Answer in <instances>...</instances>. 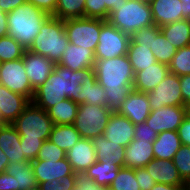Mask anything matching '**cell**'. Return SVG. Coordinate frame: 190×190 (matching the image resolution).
<instances>
[{
	"instance_id": "6da1fadb",
	"label": "cell",
	"mask_w": 190,
	"mask_h": 190,
	"mask_svg": "<svg viewBox=\"0 0 190 190\" xmlns=\"http://www.w3.org/2000/svg\"><path fill=\"white\" fill-rule=\"evenodd\" d=\"M93 70L97 82L105 88L107 107L118 113L121 103L133 90L135 73L128 56L95 60Z\"/></svg>"
},
{
	"instance_id": "7a4b0ae2",
	"label": "cell",
	"mask_w": 190,
	"mask_h": 190,
	"mask_svg": "<svg viewBox=\"0 0 190 190\" xmlns=\"http://www.w3.org/2000/svg\"><path fill=\"white\" fill-rule=\"evenodd\" d=\"M91 70L72 71L56 64L46 82L35 89L32 102L45 111L66 98L77 103V96L83 91V79Z\"/></svg>"
},
{
	"instance_id": "3957f363",
	"label": "cell",
	"mask_w": 190,
	"mask_h": 190,
	"mask_svg": "<svg viewBox=\"0 0 190 190\" xmlns=\"http://www.w3.org/2000/svg\"><path fill=\"white\" fill-rule=\"evenodd\" d=\"M49 17L48 13L30 2H25L7 13L8 35L28 50L40 33L41 26Z\"/></svg>"
},
{
	"instance_id": "277c9868",
	"label": "cell",
	"mask_w": 190,
	"mask_h": 190,
	"mask_svg": "<svg viewBox=\"0 0 190 190\" xmlns=\"http://www.w3.org/2000/svg\"><path fill=\"white\" fill-rule=\"evenodd\" d=\"M68 45L64 20L50 16L41 26L40 33L28 50L58 64Z\"/></svg>"
},
{
	"instance_id": "5b68a950",
	"label": "cell",
	"mask_w": 190,
	"mask_h": 190,
	"mask_svg": "<svg viewBox=\"0 0 190 190\" xmlns=\"http://www.w3.org/2000/svg\"><path fill=\"white\" fill-rule=\"evenodd\" d=\"M108 21L130 36L141 28L154 25L150 3L142 0L122 2Z\"/></svg>"
},
{
	"instance_id": "8992f818",
	"label": "cell",
	"mask_w": 190,
	"mask_h": 190,
	"mask_svg": "<svg viewBox=\"0 0 190 190\" xmlns=\"http://www.w3.org/2000/svg\"><path fill=\"white\" fill-rule=\"evenodd\" d=\"M12 125L20 138L49 140L54 124L45 110L30 101Z\"/></svg>"
},
{
	"instance_id": "52a82bcc",
	"label": "cell",
	"mask_w": 190,
	"mask_h": 190,
	"mask_svg": "<svg viewBox=\"0 0 190 190\" xmlns=\"http://www.w3.org/2000/svg\"><path fill=\"white\" fill-rule=\"evenodd\" d=\"M112 115L110 109L103 105L80 104L74 126L81 138L93 139L103 135L104 129Z\"/></svg>"
},
{
	"instance_id": "ba28073f",
	"label": "cell",
	"mask_w": 190,
	"mask_h": 190,
	"mask_svg": "<svg viewBox=\"0 0 190 190\" xmlns=\"http://www.w3.org/2000/svg\"><path fill=\"white\" fill-rule=\"evenodd\" d=\"M69 43L96 51L101 32V19L72 18L64 20Z\"/></svg>"
},
{
	"instance_id": "9c48e42d",
	"label": "cell",
	"mask_w": 190,
	"mask_h": 190,
	"mask_svg": "<svg viewBox=\"0 0 190 190\" xmlns=\"http://www.w3.org/2000/svg\"><path fill=\"white\" fill-rule=\"evenodd\" d=\"M130 35L122 32L108 20L101 19V32L95 51V60L127 55Z\"/></svg>"
},
{
	"instance_id": "30bf717a",
	"label": "cell",
	"mask_w": 190,
	"mask_h": 190,
	"mask_svg": "<svg viewBox=\"0 0 190 190\" xmlns=\"http://www.w3.org/2000/svg\"><path fill=\"white\" fill-rule=\"evenodd\" d=\"M0 84L12 92L27 97L30 101L33 99L35 90L31 87L26 75L23 58L1 62Z\"/></svg>"
},
{
	"instance_id": "8fae6325",
	"label": "cell",
	"mask_w": 190,
	"mask_h": 190,
	"mask_svg": "<svg viewBox=\"0 0 190 190\" xmlns=\"http://www.w3.org/2000/svg\"><path fill=\"white\" fill-rule=\"evenodd\" d=\"M147 94L151 110L163 106H185L181 94L179 76L169 72L167 76Z\"/></svg>"
},
{
	"instance_id": "7c38bea8",
	"label": "cell",
	"mask_w": 190,
	"mask_h": 190,
	"mask_svg": "<svg viewBox=\"0 0 190 190\" xmlns=\"http://www.w3.org/2000/svg\"><path fill=\"white\" fill-rule=\"evenodd\" d=\"M185 117V106H163L160 109L151 110L146 123L159 134L164 131H177Z\"/></svg>"
},
{
	"instance_id": "4fadbf2b",
	"label": "cell",
	"mask_w": 190,
	"mask_h": 190,
	"mask_svg": "<svg viewBox=\"0 0 190 190\" xmlns=\"http://www.w3.org/2000/svg\"><path fill=\"white\" fill-rule=\"evenodd\" d=\"M23 63L28 80L34 90L46 82L56 65L47 57L32 53L29 50L24 51Z\"/></svg>"
},
{
	"instance_id": "5bb4252c",
	"label": "cell",
	"mask_w": 190,
	"mask_h": 190,
	"mask_svg": "<svg viewBox=\"0 0 190 190\" xmlns=\"http://www.w3.org/2000/svg\"><path fill=\"white\" fill-rule=\"evenodd\" d=\"M31 165L39 185L46 181L50 182L53 179L60 180L68 175H78L73 172L67 158L62 160H33Z\"/></svg>"
},
{
	"instance_id": "9a60e30c",
	"label": "cell",
	"mask_w": 190,
	"mask_h": 190,
	"mask_svg": "<svg viewBox=\"0 0 190 190\" xmlns=\"http://www.w3.org/2000/svg\"><path fill=\"white\" fill-rule=\"evenodd\" d=\"M30 100L0 84V125L12 124Z\"/></svg>"
},
{
	"instance_id": "2e32d148",
	"label": "cell",
	"mask_w": 190,
	"mask_h": 190,
	"mask_svg": "<svg viewBox=\"0 0 190 190\" xmlns=\"http://www.w3.org/2000/svg\"><path fill=\"white\" fill-rule=\"evenodd\" d=\"M151 108L147 94L132 90L121 103L118 114L127 117L134 125L143 123L149 117Z\"/></svg>"
},
{
	"instance_id": "e0dca14e",
	"label": "cell",
	"mask_w": 190,
	"mask_h": 190,
	"mask_svg": "<svg viewBox=\"0 0 190 190\" xmlns=\"http://www.w3.org/2000/svg\"><path fill=\"white\" fill-rule=\"evenodd\" d=\"M66 158L71 164L73 172L78 175H83L84 172L97 161L92 140L80 138V140L66 152Z\"/></svg>"
},
{
	"instance_id": "ac0fdd59",
	"label": "cell",
	"mask_w": 190,
	"mask_h": 190,
	"mask_svg": "<svg viewBox=\"0 0 190 190\" xmlns=\"http://www.w3.org/2000/svg\"><path fill=\"white\" fill-rule=\"evenodd\" d=\"M134 131L135 125L127 117L112 113L103 134L107 140L127 147L134 139Z\"/></svg>"
},
{
	"instance_id": "d6986e66",
	"label": "cell",
	"mask_w": 190,
	"mask_h": 190,
	"mask_svg": "<svg viewBox=\"0 0 190 190\" xmlns=\"http://www.w3.org/2000/svg\"><path fill=\"white\" fill-rule=\"evenodd\" d=\"M154 25L158 27L183 20L180 0H150Z\"/></svg>"
},
{
	"instance_id": "ffe728a7",
	"label": "cell",
	"mask_w": 190,
	"mask_h": 190,
	"mask_svg": "<svg viewBox=\"0 0 190 190\" xmlns=\"http://www.w3.org/2000/svg\"><path fill=\"white\" fill-rule=\"evenodd\" d=\"M125 168H141L145 167L154 159L153 143L141 139H133L131 143L125 147Z\"/></svg>"
},
{
	"instance_id": "44dd1931",
	"label": "cell",
	"mask_w": 190,
	"mask_h": 190,
	"mask_svg": "<svg viewBox=\"0 0 190 190\" xmlns=\"http://www.w3.org/2000/svg\"><path fill=\"white\" fill-rule=\"evenodd\" d=\"M58 64L72 71L93 69L95 52L69 43L66 50L62 53L61 61Z\"/></svg>"
},
{
	"instance_id": "7402d4cb",
	"label": "cell",
	"mask_w": 190,
	"mask_h": 190,
	"mask_svg": "<svg viewBox=\"0 0 190 190\" xmlns=\"http://www.w3.org/2000/svg\"><path fill=\"white\" fill-rule=\"evenodd\" d=\"M145 168L156 183L185 186L172 160L153 159Z\"/></svg>"
},
{
	"instance_id": "603a6c76",
	"label": "cell",
	"mask_w": 190,
	"mask_h": 190,
	"mask_svg": "<svg viewBox=\"0 0 190 190\" xmlns=\"http://www.w3.org/2000/svg\"><path fill=\"white\" fill-rule=\"evenodd\" d=\"M169 72L168 65L157 62L147 69L135 73L133 89L148 93L152 91Z\"/></svg>"
},
{
	"instance_id": "cb8c5ba5",
	"label": "cell",
	"mask_w": 190,
	"mask_h": 190,
	"mask_svg": "<svg viewBox=\"0 0 190 190\" xmlns=\"http://www.w3.org/2000/svg\"><path fill=\"white\" fill-rule=\"evenodd\" d=\"M0 148L10 163L28 160L21 149L20 135L12 124L0 125Z\"/></svg>"
},
{
	"instance_id": "d4e9b609",
	"label": "cell",
	"mask_w": 190,
	"mask_h": 190,
	"mask_svg": "<svg viewBox=\"0 0 190 190\" xmlns=\"http://www.w3.org/2000/svg\"><path fill=\"white\" fill-rule=\"evenodd\" d=\"M82 92L77 96V104L103 105L107 107L106 91L96 80L95 71L92 69L83 79Z\"/></svg>"
},
{
	"instance_id": "484cf974",
	"label": "cell",
	"mask_w": 190,
	"mask_h": 190,
	"mask_svg": "<svg viewBox=\"0 0 190 190\" xmlns=\"http://www.w3.org/2000/svg\"><path fill=\"white\" fill-rule=\"evenodd\" d=\"M6 172L14 177V190H34L39 187L29 160L10 163Z\"/></svg>"
},
{
	"instance_id": "4316f807",
	"label": "cell",
	"mask_w": 190,
	"mask_h": 190,
	"mask_svg": "<svg viewBox=\"0 0 190 190\" xmlns=\"http://www.w3.org/2000/svg\"><path fill=\"white\" fill-rule=\"evenodd\" d=\"M92 143L96 151L97 161L115 162L124 167L125 147L107 140L104 134L93 138Z\"/></svg>"
},
{
	"instance_id": "83f0119b",
	"label": "cell",
	"mask_w": 190,
	"mask_h": 190,
	"mask_svg": "<svg viewBox=\"0 0 190 190\" xmlns=\"http://www.w3.org/2000/svg\"><path fill=\"white\" fill-rule=\"evenodd\" d=\"M181 145L177 131L159 133L153 142L154 159L172 160Z\"/></svg>"
},
{
	"instance_id": "f1b7e54d",
	"label": "cell",
	"mask_w": 190,
	"mask_h": 190,
	"mask_svg": "<svg viewBox=\"0 0 190 190\" xmlns=\"http://www.w3.org/2000/svg\"><path fill=\"white\" fill-rule=\"evenodd\" d=\"M120 168L121 166L115 162L96 161L83 175L93 180L97 185L109 187L118 175Z\"/></svg>"
},
{
	"instance_id": "f546056e",
	"label": "cell",
	"mask_w": 190,
	"mask_h": 190,
	"mask_svg": "<svg viewBox=\"0 0 190 190\" xmlns=\"http://www.w3.org/2000/svg\"><path fill=\"white\" fill-rule=\"evenodd\" d=\"M159 28L176 49L190 45V20H179Z\"/></svg>"
},
{
	"instance_id": "4dcf8cb0",
	"label": "cell",
	"mask_w": 190,
	"mask_h": 190,
	"mask_svg": "<svg viewBox=\"0 0 190 190\" xmlns=\"http://www.w3.org/2000/svg\"><path fill=\"white\" fill-rule=\"evenodd\" d=\"M78 107L77 103L66 98L50 107L46 112L54 125H72L75 122Z\"/></svg>"
},
{
	"instance_id": "1f68e13d",
	"label": "cell",
	"mask_w": 190,
	"mask_h": 190,
	"mask_svg": "<svg viewBox=\"0 0 190 190\" xmlns=\"http://www.w3.org/2000/svg\"><path fill=\"white\" fill-rule=\"evenodd\" d=\"M127 56L134 73L145 70L149 66L157 63V60L149 47L135 44L131 39L128 45Z\"/></svg>"
},
{
	"instance_id": "d6a6232c",
	"label": "cell",
	"mask_w": 190,
	"mask_h": 190,
	"mask_svg": "<svg viewBox=\"0 0 190 190\" xmlns=\"http://www.w3.org/2000/svg\"><path fill=\"white\" fill-rule=\"evenodd\" d=\"M80 138V133L73 124L53 125L49 141L67 152L80 140Z\"/></svg>"
},
{
	"instance_id": "836d02e7",
	"label": "cell",
	"mask_w": 190,
	"mask_h": 190,
	"mask_svg": "<svg viewBox=\"0 0 190 190\" xmlns=\"http://www.w3.org/2000/svg\"><path fill=\"white\" fill-rule=\"evenodd\" d=\"M85 0H57L53 17L66 20L85 17Z\"/></svg>"
},
{
	"instance_id": "e575fe53",
	"label": "cell",
	"mask_w": 190,
	"mask_h": 190,
	"mask_svg": "<svg viewBox=\"0 0 190 190\" xmlns=\"http://www.w3.org/2000/svg\"><path fill=\"white\" fill-rule=\"evenodd\" d=\"M176 51L177 49L165 39L162 32L153 39L151 52L155 56L157 62L169 65Z\"/></svg>"
},
{
	"instance_id": "d590c367",
	"label": "cell",
	"mask_w": 190,
	"mask_h": 190,
	"mask_svg": "<svg viewBox=\"0 0 190 190\" xmlns=\"http://www.w3.org/2000/svg\"><path fill=\"white\" fill-rule=\"evenodd\" d=\"M24 47L13 37L6 35L0 38V62L23 58Z\"/></svg>"
},
{
	"instance_id": "8d00e7d4",
	"label": "cell",
	"mask_w": 190,
	"mask_h": 190,
	"mask_svg": "<svg viewBox=\"0 0 190 190\" xmlns=\"http://www.w3.org/2000/svg\"><path fill=\"white\" fill-rule=\"evenodd\" d=\"M171 73L177 76L190 74V45L177 49L168 65Z\"/></svg>"
},
{
	"instance_id": "74e56055",
	"label": "cell",
	"mask_w": 190,
	"mask_h": 190,
	"mask_svg": "<svg viewBox=\"0 0 190 190\" xmlns=\"http://www.w3.org/2000/svg\"><path fill=\"white\" fill-rule=\"evenodd\" d=\"M109 190H141L135 178V169L121 167Z\"/></svg>"
},
{
	"instance_id": "f35d334b",
	"label": "cell",
	"mask_w": 190,
	"mask_h": 190,
	"mask_svg": "<svg viewBox=\"0 0 190 190\" xmlns=\"http://www.w3.org/2000/svg\"><path fill=\"white\" fill-rule=\"evenodd\" d=\"M182 180H190V146L181 145L172 159Z\"/></svg>"
},
{
	"instance_id": "ab89813d",
	"label": "cell",
	"mask_w": 190,
	"mask_h": 190,
	"mask_svg": "<svg viewBox=\"0 0 190 190\" xmlns=\"http://www.w3.org/2000/svg\"><path fill=\"white\" fill-rule=\"evenodd\" d=\"M160 32V28L157 25H151L137 30L130 36V39L135 44L151 49L153 39H155Z\"/></svg>"
},
{
	"instance_id": "60d3db41",
	"label": "cell",
	"mask_w": 190,
	"mask_h": 190,
	"mask_svg": "<svg viewBox=\"0 0 190 190\" xmlns=\"http://www.w3.org/2000/svg\"><path fill=\"white\" fill-rule=\"evenodd\" d=\"M66 158V152L49 140L44 141L36 160H62Z\"/></svg>"
},
{
	"instance_id": "b9f144b4",
	"label": "cell",
	"mask_w": 190,
	"mask_h": 190,
	"mask_svg": "<svg viewBox=\"0 0 190 190\" xmlns=\"http://www.w3.org/2000/svg\"><path fill=\"white\" fill-rule=\"evenodd\" d=\"M78 175H68L60 180L53 179L50 182H43L39 185L41 190H70L76 185Z\"/></svg>"
},
{
	"instance_id": "7bdbcfd3",
	"label": "cell",
	"mask_w": 190,
	"mask_h": 190,
	"mask_svg": "<svg viewBox=\"0 0 190 190\" xmlns=\"http://www.w3.org/2000/svg\"><path fill=\"white\" fill-rule=\"evenodd\" d=\"M44 141L46 140L20 138L21 149L23 150L22 152L29 161L37 159L38 152Z\"/></svg>"
},
{
	"instance_id": "ee69618b",
	"label": "cell",
	"mask_w": 190,
	"mask_h": 190,
	"mask_svg": "<svg viewBox=\"0 0 190 190\" xmlns=\"http://www.w3.org/2000/svg\"><path fill=\"white\" fill-rule=\"evenodd\" d=\"M158 134L154 129L150 128L146 121L140 124L135 125L134 139H141L144 141H150L153 143Z\"/></svg>"
},
{
	"instance_id": "f6af8a7d",
	"label": "cell",
	"mask_w": 190,
	"mask_h": 190,
	"mask_svg": "<svg viewBox=\"0 0 190 190\" xmlns=\"http://www.w3.org/2000/svg\"><path fill=\"white\" fill-rule=\"evenodd\" d=\"M85 1V17L103 19V0Z\"/></svg>"
},
{
	"instance_id": "bcb514c9",
	"label": "cell",
	"mask_w": 190,
	"mask_h": 190,
	"mask_svg": "<svg viewBox=\"0 0 190 190\" xmlns=\"http://www.w3.org/2000/svg\"><path fill=\"white\" fill-rule=\"evenodd\" d=\"M135 178L141 190H150L156 183L145 167L135 169Z\"/></svg>"
},
{
	"instance_id": "7dc6e473",
	"label": "cell",
	"mask_w": 190,
	"mask_h": 190,
	"mask_svg": "<svg viewBox=\"0 0 190 190\" xmlns=\"http://www.w3.org/2000/svg\"><path fill=\"white\" fill-rule=\"evenodd\" d=\"M182 145L190 146V117H185L177 129Z\"/></svg>"
},
{
	"instance_id": "c3c4849f",
	"label": "cell",
	"mask_w": 190,
	"mask_h": 190,
	"mask_svg": "<svg viewBox=\"0 0 190 190\" xmlns=\"http://www.w3.org/2000/svg\"><path fill=\"white\" fill-rule=\"evenodd\" d=\"M76 185L81 190H109V187L97 185L93 180L86 178L84 175H78Z\"/></svg>"
},
{
	"instance_id": "681fc988",
	"label": "cell",
	"mask_w": 190,
	"mask_h": 190,
	"mask_svg": "<svg viewBox=\"0 0 190 190\" xmlns=\"http://www.w3.org/2000/svg\"><path fill=\"white\" fill-rule=\"evenodd\" d=\"M27 2H30L37 8H40L45 13H48L50 16H53L55 14L57 0H27Z\"/></svg>"
},
{
	"instance_id": "f907efd6",
	"label": "cell",
	"mask_w": 190,
	"mask_h": 190,
	"mask_svg": "<svg viewBox=\"0 0 190 190\" xmlns=\"http://www.w3.org/2000/svg\"><path fill=\"white\" fill-rule=\"evenodd\" d=\"M128 0H103V20H108L109 16L116 10L122 2Z\"/></svg>"
},
{
	"instance_id": "816d5d0a",
	"label": "cell",
	"mask_w": 190,
	"mask_h": 190,
	"mask_svg": "<svg viewBox=\"0 0 190 190\" xmlns=\"http://www.w3.org/2000/svg\"><path fill=\"white\" fill-rule=\"evenodd\" d=\"M179 80L183 102L186 104L190 101V74L180 76Z\"/></svg>"
},
{
	"instance_id": "f5cc1de1",
	"label": "cell",
	"mask_w": 190,
	"mask_h": 190,
	"mask_svg": "<svg viewBox=\"0 0 190 190\" xmlns=\"http://www.w3.org/2000/svg\"><path fill=\"white\" fill-rule=\"evenodd\" d=\"M25 2L27 0H0V10L8 13Z\"/></svg>"
},
{
	"instance_id": "db71d44e",
	"label": "cell",
	"mask_w": 190,
	"mask_h": 190,
	"mask_svg": "<svg viewBox=\"0 0 190 190\" xmlns=\"http://www.w3.org/2000/svg\"><path fill=\"white\" fill-rule=\"evenodd\" d=\"M0 190H14V177L6 171L0 174Z\"/></svg>"
},
{
	"instance_id": "11a10c76",
	"label": "cell",
	"mask_w": 190,
	"mask_h": 190,
	"mask_svg": "<svg viewBox=\"0 0 190 190\" xmlns=\"http://www.w3.org/2000/svg\"><path fill=\"white\" fill-rule=\"evenodd\" d=\"M8 35L7 13L0 10V38Z\"/></svg>"
},
{
	"instance_id": "9f6ffc18",
	"label": "cell",
	"mask_w": 190,
	"mask_h": 190,
	"mask_svg": "<svg viewBox=\"0 0 190 190\" xmlns=\"http://www.w3.org/2000/svg\"><path fill=\"white\" fill-rule=\"evenodd\" d=\"M185 186H175L162 183H155L150 190H182Z\"/></svg>"
},
{
	"instance_id": "6f0895ef",
	"label": "cell",
	"mask_w": 190,
	"mask_h": 190,
	"mask_svg": "<svg viewBox=\"0 0 190 190\" xmlns=\"http://www.w3.org/2000/svg\"><path fill=\"white\" fill-rule=\"evenodd\" d=\"M182 2L183 19L190 20V0H180Z\"/></svg>"
},
{
	"instance_id": "680465c9",
	"label": "cell",
	"mask_w": 190,
	"mask_h": 190,
	"mask_svg": "<svg viewBox=\"0 0 190 190\" xmlns=\"http://www.w3.org/2000/svg\"><path fill=\"white\" fill-rule=\"evenodd\" d=\"M10 164L8 157L0 148V174L6 171V167Z\"/></svg>"
},
{
	"instance_id": "91938a15",
	"label": "cell",
	"mask_w": 190,
	"mask_h": 190,
	"mask_svg": "<svg viewBox=\"0 0 190 190\" xmlns=\"http://www.w3.org/2000/svg\"><path fill=\"white\" fill-rule=\"evenodd\" d=\"M185 107H186V116L190 117V101L186 103Z\"/></svg>"
},
{
	"instance_id": "94428289",
	"label": "cell",
	"mask_w": 190,
	"mask_h": 190,
	"mask_svg": "<svg viewBox=\"0 0 190 190\" xmlns=\"http://www.w3.org/2000/svg\"><path fill=\"white\" fill-rule=\"evenodd\" d=\"M185 188L190 190V180L185 183Z\"/></svg>"
},
{
	"instance_id": "6125c7cd",
	"label": "cell",
	"mask_w": 190,
	"mask_h": 190,
	"mask_svg": "<svg viewBox=\"0 0 190 190\" xmlns=\"http://www.w3.org/2000/svg\"><path fill=\"white\" fill-rule=\"evenodd\" d=\"M70 190H81L77 185H75L72 189Z\"/></svg>"
}]
</instances>
